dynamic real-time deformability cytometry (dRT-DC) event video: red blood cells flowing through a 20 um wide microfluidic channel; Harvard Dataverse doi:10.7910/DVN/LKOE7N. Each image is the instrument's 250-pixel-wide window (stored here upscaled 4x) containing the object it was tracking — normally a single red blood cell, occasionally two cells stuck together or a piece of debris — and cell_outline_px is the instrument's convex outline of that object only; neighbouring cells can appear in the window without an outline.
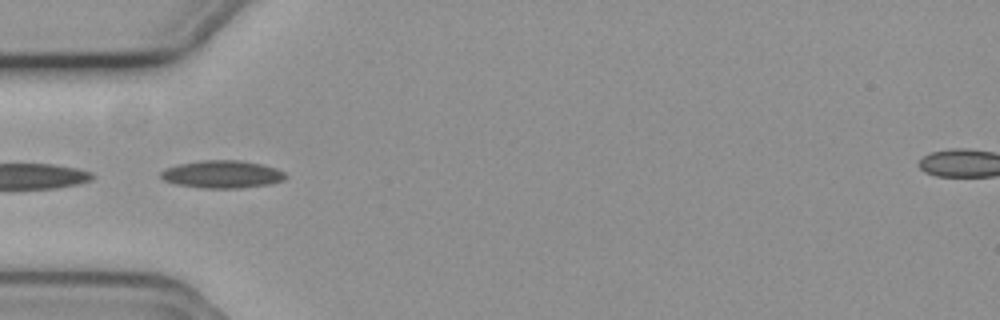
{"species": "common noctule bat (a hibernating species)", "species_latin": "Nyctalus noctula", "temperature_condition": "cold", "stored_images_in_passage": 7, "camera_frame_rate_fps": 3000, "um_per_image_px": 0.085, "animal": {"sex": "female", "body_mass_g": 19.3, "forearm_length_mm": 54.1}, "frame": {"image": 1, "passage_image": 5, "time_ms": 1.333, "image_size_px": [1000, 320], "cell_outline_px": [[288, 176], [284, 180], [272, 184], [240, 188], [200, 188], [176, 184], [164, 180], [160, 176], [160, 172], [164, 168], [180, 164], [200, 160], [240, 160], [260, 164], [276, 168], [284, 172]], "centroid_in_image_um": [18.89, 14.82], "position_along_channel_um": 66.1, "area_um2": 20.23}}